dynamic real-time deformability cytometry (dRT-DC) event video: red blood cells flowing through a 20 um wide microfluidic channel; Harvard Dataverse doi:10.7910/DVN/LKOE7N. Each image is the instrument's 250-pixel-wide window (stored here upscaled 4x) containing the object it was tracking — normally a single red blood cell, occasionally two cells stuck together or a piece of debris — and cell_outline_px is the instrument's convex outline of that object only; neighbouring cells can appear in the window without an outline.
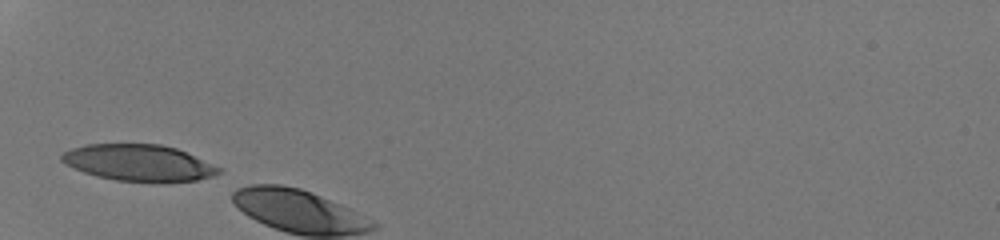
{"species": "human", "species_latin": "Homo sapiens", "temperature_condition": "room temperature", "stored_images_in_passage": 2, "camera_frame_rate_fps": 3000, "um_per_image_px": 0.085, "donor": {"sex": "male"}, "frame": {"image": 1, "passage_image": 1, "time_ms": 0.0, "image_size_px": [1000, 240], "cell_outline_px": [[224, 172], [212, 176], [196, 180], [164, 184], [156, 184], [116, 180], [96, 176], [84, 172], [60, 160], [60, 156], [64, 152], [72, 148], [84, 144], [160, 144], [176, 148], [224, 168]], "centroid_in_image_um": [11.88, 13.87], "position_along_channel_um": 73.1, "area_um2": 34.04}}